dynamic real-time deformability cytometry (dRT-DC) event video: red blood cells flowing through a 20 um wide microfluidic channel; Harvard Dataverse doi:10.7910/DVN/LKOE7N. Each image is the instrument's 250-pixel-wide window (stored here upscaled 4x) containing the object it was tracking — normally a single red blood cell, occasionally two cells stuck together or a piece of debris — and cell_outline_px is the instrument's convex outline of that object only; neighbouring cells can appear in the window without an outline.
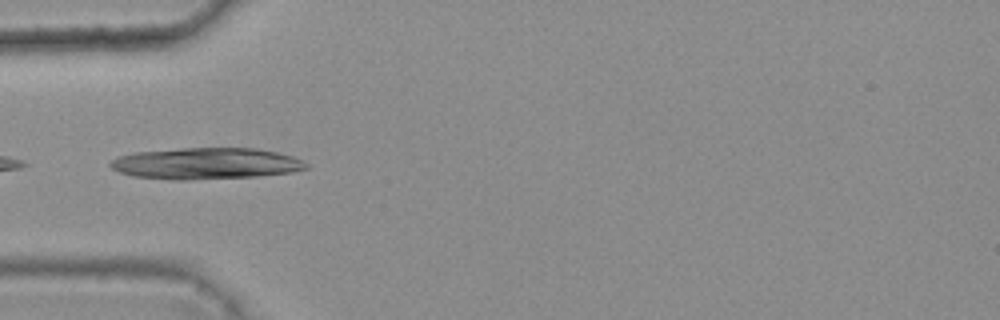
{"species": "common noctule bat (a hibernating species)", "species_latin": "Nyctalus noctula", "temperature_condition": "warm", "stored_images_in_passage": 8, "camera_frame_rate_fps": 3000, "um_per_image_px": 0.085, "animal": {"sex": "female", "body_mass_g": 25.1}, "frame": {"image": 1, "passage_image": 4, "time_ms": 1.0, "image_size_px": [1000, 320], "cell_outline_px": [[308, 168], [292, 172], [256, 176], [184, 180], [172, 180], [132, 176], [120, 172], [112, 168], [108, 164], [112, 160], [120, 156], [136, 152], [184, 148], [256, 148], [276, 152], [292, 156], [304, 160], [308, 164]], "centroid_in_image_um": [17.52, 13.9], "position_along_channel_um": 67.5, "area_um2": 35.78}}